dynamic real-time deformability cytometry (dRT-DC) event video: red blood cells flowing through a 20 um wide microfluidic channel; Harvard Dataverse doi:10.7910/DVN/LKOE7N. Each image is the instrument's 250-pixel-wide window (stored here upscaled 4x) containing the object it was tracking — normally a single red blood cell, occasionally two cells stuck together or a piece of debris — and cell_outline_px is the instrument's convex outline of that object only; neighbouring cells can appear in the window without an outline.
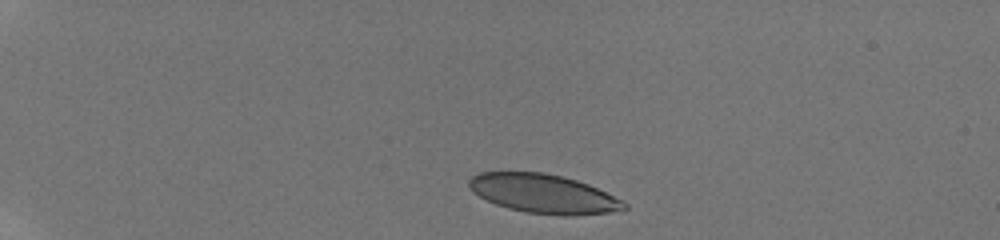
{"species": "human", "species_latin": "Homo sapiens", "temperature_condition": "room temperature", "stored_images_in_passage": 6, "camera_frame_rate_fps": 3000, "um_per_image_px": 0.085, "donor": {"sex": "male"}, "frame": {"image": 1, "passage_image": 1, "time_ms": 0.0, "image_size_px": [1000, 240], "cell_outline_px": [[628, 208], [608, 212], [576, 216], [564, 216], [524, 212], [508, 208], [496, 204], [472, 192], [468, 184], [468, 180], [472, 176], [480, 172], [544, 172], [576, 180], [588, 184], [624, 200], [628, 204]], "centroid_in_image_um": [46.21, 16.47], "position_along_channel_um": 38.8, "area_um2": 35.32}}
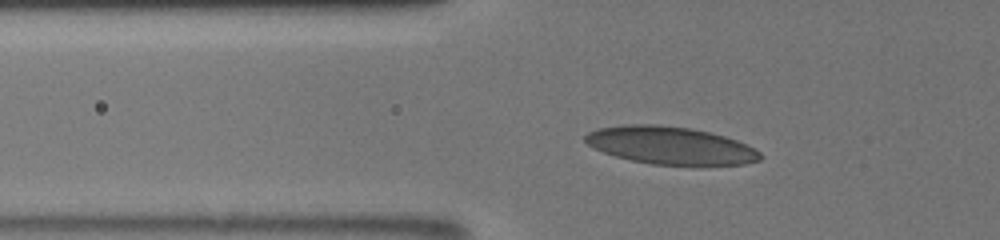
{"frame": {"image": 2, "passage_image": 5, "time_ms": 2.667, "image_size_px": [1000, 240], "cell_outline_px": [[760, 160], [744, 164], [652, 164], [632, 160], [616, 156], [604, 152], [588, 144], [584, 140], [584, 136], [588, 132], [596, 128], [624, 124], [660, 124], [692, 128], [724, 136], [736, 140], [760, 152]], "centroid_in_image_um": [56.93, 12.34], "position_along_channel_um": 68.9, "area_um2": 37.92}}